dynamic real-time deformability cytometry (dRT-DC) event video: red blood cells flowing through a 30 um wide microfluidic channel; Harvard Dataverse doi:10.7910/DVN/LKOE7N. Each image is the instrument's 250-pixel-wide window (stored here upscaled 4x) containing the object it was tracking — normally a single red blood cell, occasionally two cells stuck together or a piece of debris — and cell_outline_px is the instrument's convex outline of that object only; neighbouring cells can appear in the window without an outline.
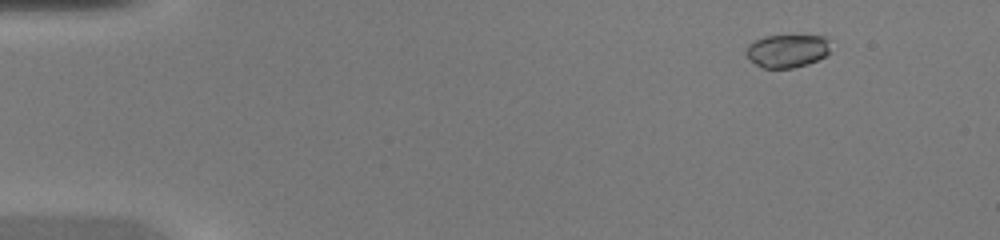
{"species": "common noctule bat (a hibernating species)", "species_latin": "Nyctalus noctula", "temperature_condition": "warm", "stored_images_in_passage": 46, "camera_frame_rate_fps": 3000, "um_per_image_px": 0.085, "animal": {"sex": "female", "body_mass_g": 20.0, "forearm_length_mm": 54.0}, "frame": {"image": 1, "passage_image": 6, "time_ms": 1.667, "image_size_px": [1000, 240], "cell_outline_px": [[828, 52], [824, 56], [808, 64], [792, 68], [764, 68], [756, 64], [744, 52], [748, 44], [764, 36], [824, 36], [828, 40]], "centroid_in_image_um": [66.88, 4.32], "position_along_channel_um": 18.1, "area_um2": 16.01}}
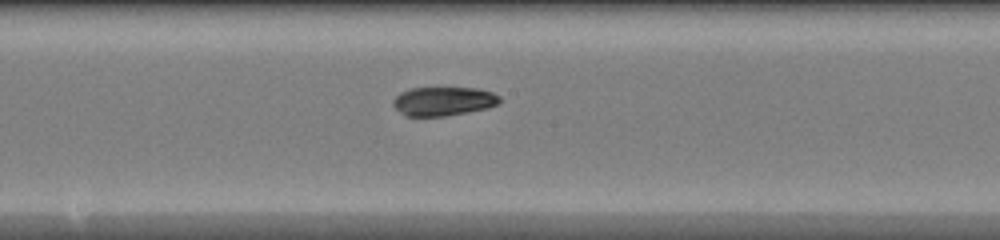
{"frame": {"image": 2, "passage_image": 26, "time_ms": 8.333, "image_size_px": [1000, 240], "cell_outline_px": [[500, 104], [488, 108], [448, 116], [404, 116], [392, 104], [392, 100], [400, 92], [412, 88], [476, 88], [492, 92], [500, 96]], "centroid_in_image_um": [37.7, 8.61], "position_along_channel_um": 210.5, "area_um2": 18.09}}
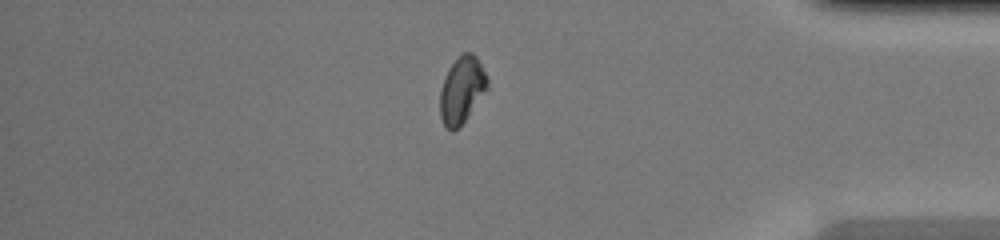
{"frame": {"image": 3, "passage_image": 40, "time_ms": 13.0, "image_size_px": [1000, 240], "cell_outline_px": [[488, 88], [460, 128], [452, 132], [444, 124], [440, 116], [440, 92], [448, 68], [464, 52], [472, 52], [476, 56], [488, 80]], "centroid_in_image_um": [39.26, 7.68], "position_along_channel_um": 395.9, "area_um2": 18.21}}